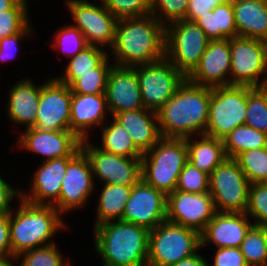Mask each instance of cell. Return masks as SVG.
I'll return each mask as SVG.
<instances>
[{
  "label": "cell",
  "mask_w": 267,
  "mask_h": 266,
  "mask_svg": "<svg viewBox=\"0 0 267 266\" xmlns=\"http://www.w3.org/2000/svg\"><path fill=\"white\" fill-rule=\"evenodd\" d=\"M262 227H263V229H264V231H265V233H266V236H267V223L264 224V225H262Z\"/></svg>",
  "instance_id": "db71d44e"
},
{
  "label": "cell",
  "mask_w": 267,
  "mask_h": 266,
  "mask_svg": "<svg viewBox=\"0 0 267 266\" xmlns=\"http://www.w3.org/2000/svg\"><path fill=\"white\" fill-rule=\"evenodd\" d=\"M213 266H248L240 248H217Z\"/></svg>",
  "instance_id": "ee69618b"
},
{
  "label": "cell",
  "mask_w": 267,
  "mask_h": 266,
  "mask_svg": "<svg viewBox=\"0 0 267 266\" xmlns=\"http://www.w3.org/2000/svg\"><path fill=\"white\" fill-rule=\"evenodd\" d=\"M72 92L56 77L40 85V100L33 127L45 131L70 130Z\"/></svg>",
  "instance_id": "2e32d148"
},
{
  "label": "cell",
  "mask_w": 267,
  "mask_h": 266,
  "mask_svg": "<svg viewBox=\"0 0 267 266\" xmlns=\"http://www.w3.org/2000/svg\"><path fill=\"white\" fill-rule=\"evenodd\" d=\"M170 266H210L207 262V260L204 259L203 256L196 253L195 255L180 260L179 262L172 264Z\"/></svg>",
  "instance_id": "681fc988"
},
{
  "label": "cell",
  "mask_w": 267,
  "mask_h": 266,
  "mask_svg": "<svg viewBox=\"0 0 267 266\" xmlns=\"http://www.w3.org/2000/svg\"><path fill=\"white\" fill-rule=\"evenodd\" d=\"M111 51L120 67L160 61L165 58V26L152 14L119 19Z\"/></svg>",
  "instance_id": "6da1fadb"
},
{
  "label": "cell",
  "mask_w": 267,
  "mask_h": 266,
  "mask_svg": "<svg viewBox=\"0 0 267 266\" xmlns=\"http://www.w3.org/2000/svg\"><path fill=\"white\" fill-rule=\"evenodd\" d=\"M107 9L119 20L151 14L152 0H111Z\"/></svg>",
  "instance_id": "7bdbcfd3"
},
{
  "label": "cell",
  "mask_w": 267,
  "mask_h": 266,
  "mask_svg": "<svg viewBox=\"0 0 267 266\" xmlns=\"http://www.w3.org/2000/svg\"><path fill=\"white\" fill-rule=\"evenodd\" d=\"M88 156L94 179L104 184L133 186L141 180V158H130L101 150L88 139L81 141ZM96 176V177H95Z\"/></svg>",
  "instance_id": "7c38bea8"
},
{
  "label": "cell",
  "mask_w": 267,
  "mask_h": 266,
  "mask_svg": "<svg viewBox=\"0 0 267 266\" xmlns=\"http://www.w3.org/2000/svg\"><path fill=\"white\" fill-rule=\"evenodd\" d=\"M167 196L142 179L132 186V191L122 215V220L151 231L166 221Z\"/></svg>",
  "instance_id": "e0dca14e"
},
{
  "label": "cell",
  "mask_w": 267,
  "mask_h": 266,
  "mask_svg": "<svg viewBox=\"0 0 267 266\" xmlns=\"http://www.w3.org/2000/svg\"><path fill=\"white\" fill-rule=\"evenodd\" d=\"M222 141L226 157L236 158L242 152L267 147V134L244 124L232 130Z\"/></svg>",
  "instance_id": "f546056e"
},
{
  "label": "cell",
  "mask_w": 267,
  "mask_h": 266,
  "mask_svg": "<svg viewBox=\"0 0 267 266\" xmlns=\"http://www.w3.org/2000/svg\"><path fill=\"white\" fill-rule=\"evenodd\" d=\"M15 214L10 213V243L12 257L22 252L53 244L56 232L64 230L65 221L52 205H35L20 198ZM50 241V242H49Z\"/></svg>",
  "instance_id": "277c9868"
},
{
  "label": "cell",
  "mask_w": 267,
  "mask_h": 266,
  "mask_svg": "<svg viewBox=\"0 0 267 266\" xmlns=\"http://www.w3.org/2000/svg\"><path fill=\"white\" fill-rule=\"evenodd\" d=\"M211 88L185 79L157 111L159 131L165 138H187L206 132ZM197 132V133H196Z\"/></svg>",
  "instance_id": "7a4b0ae2"
},
{
  "label": "cell",
  "mask_w": 267,
  "mask_h": 266,
  "mask_svg": "<svg viewBox=\"0 0 267 266\" xmlns=\"http://www.w3.org/2000/svg\"><path fill=\"white\" fill-rule=\"evenodd\" d=\"M245 125L267 134V86H247Z\"/></svg>",
  "instance_id": "d6a6232c"
},
{
  "label": "cell",
  "mask_w": 267,
  "mask_h": 266,
  "mask_svg": "<svg viewBox=\"0 0 267 266\" xmlns=\"http://www.w3.org/2000/svg\"><path fill=\"white\" fill-rule=\"evenodd\" d=\"M195 23L205 32L210 40H224L238 36L231 0L201 16Z\"/></svg>",
  "instance_id": "83f0119b"
},
{
  "label": "cell",
  "mask_w": 267,
  "mask_h": 266,
  "mask_svg": "<svg viewBox=\"0 0 267 266\" xmlns=\"http://www.w3.org/2000/svg\"><path fill=\"white\" fill-rule=\"evenodd\" d=\"M188 3L189 0H152L151 14L166 26L184 19Z\"/></svg>",
  "instance_id": "b9f144b4"
},
{
  "label": "cell",
  "mask_w": 267,
  "mask_h": 266,
  "mask_svg": "<svg viewBox=\"0 0 267 266\" xmlns=\"http://www.w3.org/2000/svg\"><path fill=\"white\" fill-rule=\"evenodd\" d=\"M107 100L105 94L72 93L70 108V131L81 141L89 140L90 128L105 122Z\"/></svg>",
  "instance_id": "603a6c76"
},
{
  "label": "cell",
  "mask_w": 267,
  "mask_h": 266,
  "mask_svg": "<svg viewBox=\"0 0 267 266\" xmlns=\"http://www.w3.org/2000/svg\"><path fill=\"white\" fill-rule=\"evenodd\" d=\"M14 197L20 199L21 190L12 188L10 184L5 182L0 176V216L10 214L11 206L10 203L13 201Z\"/></svg>",
  "instance_id": "7dc6e473"
},
{
  "label": "cell",
  "mask_w": 267,
  "mask_h": 266,
  "mask_svg": "<svg viewBox=\"0 0 267 266\" xmlns=\"http://www.w3.org/2000/svg\"><path fill=\"white\" fill-rule=\"evenodd\" d=\"M209 41L195 22L174 21L165 26V58L186 78L198 65Z\"/></svg>",
  "instance_id": "52a82bcc"
},
{
  "label": "cell",
  "mask_w": 267,
  "mask_h": 266,
  "mask_svg": "<svg viewBox=\"0 0 267 266\" xmlns=\"http://www.w3.org/2000/svg\"><path fill=\"white\" fill-rule=\"evenodd\" d=\"M68 165V157L43 161L36 169L30 193L21 192V199L35 205H54L58 199Z\"/></svg>",
  "instance_id": "7402d4cb"
},
{
  "label": "cell",
  "mask_w": 267,
  "mask_h": 266,
  "mask_svg": "<svg viewBox=\"0 0 267 266\" xmlns=\"http://www.w3.org/2000/svg\"><path fill=\"white\" fill-rule=\"evenodd\" d=\"M246 215L254 218V225L267 223V185L265 183L250 184Z\"/></svg>",
  "instance_id": "60d3db41"
},
{
  "label": "cell",
  "mask_w": 267,
  "mask_h": 266,
  "mask_svg": "<svg viewBox=\"0 0 267 266\" xmlns=\"http://www.w3.org/2000/svg\"><path fill=\"white\" fill-rule=\"evenodd\" d=\"M110 1L111 0H101V2H102L101 5L107 6Z\"/></svg>",
  "instance_id": "f5cc1de1"
},
{
  "label": "cell",
  "mask_w": 267,
  "mask_h": 266,
  "mask_svg": "<svg viewBox=\"0 0 267 266\" xmlns=\"http://www.w3.org/2000/svg\"><path fill=\"white\" fill-rule=\"evenodd\" d=\"M192 139L185 138L188 161L210 175L226 159L223 141L205 134L198 136L199 141Z\"/></svg>",
  "instance_id": "4316f807"
},
{
  "label": "cell",
  "mask_w": 267,
  "mask_h": 266,
  "mask_svg": "<svg viewBox=\"0 0 267 266\" xmlns=\"http://www.w3.org/2000/svg\"><path fill=\"white\" fill-rule=\"evenodd\" d=\"M132 191V186L104 184L97 204L94 227L110 221L122 220V215Z\"/></svg>",
  "instance_id": "f1b7e54d"
},
{
  "label": "cell",
  "mask_w": 267,
  "mask_h": 266,
  "mask_svg": "<svg viewBox=\"0 0 267 266\" xmlns=\"http://www.w3.org/2000/svg\"><path fill=\"white\" fill-rule=\"evenodd\" d=\"M188 161L185 138L162 137L141 158V179L166 196L176 190L179 174Z\"/></svg>",
  "instance_id": "5b68a950"
},
{
  "label": "cell",
  "mask_w": 267,
  "mask_h": 266,
  "mask_svg": "<svg viewBox=\"0 0 267 266\" xmlns=\"http://www.w3.org/2000/svg\"><path fill=\"white\" fill-rule=\"evenodd\" d=\"M231 50L230 39L210 40L198 65L186 77L191 83L204 87L230 85Z\"/></svg>",
  "instance_id": "ac0fdd59"
},
{
  "label": "cell",
  "mask_w": 267,
  "mask_h": 266,
  "mask_svg": "<svg viewBox=\"0 0 267 266\" xmlns=\"http://www.w3.org/2000/svg\"><path fill=\"white\" fill-rule=\"evenodd\" d=\"M249 186L237 160L226 157L209 178V193L216 212L246 213Z\"/></svg>",
  "instance_id": "30bf717a"
},
{
  "label": "cell",
  "mask_w": 267,
  "mask_h": 266,
  "mask_svg": "<svg viewBox=\"0 0 267 266\" xmlns=\"http://www.w3.org/2000/svg\"><path fill=\"white\" fill-rule=\"evenodd\" d=\"M149 232L121 220L95 226L94 245L103 266H147Z\"/></svg>",
  "instance_id": "3957f363"
},
{
  "label": "cell",
  "mask_w": 267,
  "mask_h": 266,
  "mask_svg": "<svg viewBox=\"0 0 267 266\" xmlns=\"http://www.w3.org/2000/svg\"><path fill=\"white\" fill-rule=\"evenodd\" d=\"M27 0H19L10 10L0 13V39L20 33L30 22Z\"/></svg>",
  "instance_id": "74e56055"
},
{
  "label": "cell",
  "mask_w": 267,
  "mask_h": 266,
  "mask_svg": "<svg viewBox=\"0 0 267 266\" xmlns=\"http://www.w3.org/2000/svg\"><path fill=\"white\" fill-rule=\"evenodd\" d=\"M200 248L199 232L166 220L149 232L147 266H170Z\"/></svg>",
  "instance_id": "8992f818"
},
{
  "label": "cell",
  "mask_w": 267,
  "mask_h": 266,
  "mask_svg": "<svg viewBox=\"0 0 267 266\" xmlns=\"http://www.w3.org/2000/svg\"><path fill=\"white\" fill-rule=\"evenodd\" d=\"M107 56L97 67L96 73L79 75L69 87L72 93L76 94H105L106 82L113 64L108 63Z\"/></svg>",
  "instance_id": "d590c367"
},
{
  "label": "cell",
  "mask_w": 267,
  "mask_h": 266,
  "mask_svg": "<svg viewBox=\"0 0 267 266\" xmlns=\"http://www.w3.org/2000/svg\"><path fill=\"white\" fill-rule=\"evenodd\" d=\"M230 50V85L267 86L266 41L236 36L230 39Z\"/></svg>",
  "instance_id": "9c48e42d"
},
{
  "label": "cell",
  "mask_w": 267,
  "mask_h": 266,
  "mask_svg": "<svg viewBox=\"0 0 267 266\" xmlns=\"http://www.w3.org/2000/svg\"><path fill=\"white\" fill-rule=\"evenodd\" d=\"M143 106L158 111L186 79L166 58L136 66Z\"/></svg>",
  "instance_id": "8fae6325"
},
{
  "label": "cell",
  "mask_w": 267,
  "mask_h": 266,
  "mask_svg": "<svg viewBox=\"0 0 267 266\" xmlns=\"http://www.w3.org/2000/svg\"><path fill=\"white\" fill-rule=\"evenodd\" d=\"M238 36L267 42V7L265 0H232Z\"/></svg>",
  "instance_id": "484cf974"
},
{
  "label": "cell",
  "mask_w": 267,
  "mask_h": 266,
  "mask_svg": "<svg viewBox=\"0 0 267 266\" xmlns=\"http://www.w3.org/2000/svg\"><path fill=\"white\" fill-rule=\"evenodd\" d=\"M54 38L53 47L71 58L89 46L82 32L72 24L58 30Z\"/></svg>",
  "instance_id": "ab89813d"
},
{
  "label": "cell",
  "mask_w": 267,
  "mask_h": 266,
  "mask_svg": "<svg viewBox=\"0 0 267 266\" xmlns=\"http://www.w3.org/2000/svg\"><path fill=\"white\" fill-rule=\"evenodd\" d=\"M98 46H87L84 50L70 58L65 74L60 75L56 79L62 84L70 86L79 75L87 73H96V67L109 55Z\"/></svg>",
  "instance_id": "4dcf8cb0"
},
{
  "label": "cell",
  "mask_w": 267,
  "mask_h": 266,
  "mask_svg": "<svg viewBox=\"0 0 267 266\" xmlns=\"http://www.w3.org/2000/svg\"><path fill=\"white\" fill-rule=\"evenodd\" d=\"M13 260L15 262L17 261L16 258L12 256L0 257V266H17L15 264H12L14 262Z\"/></svg>",
  "instance_id": "816d5d0a"
},
{
  "label": "cell",
  "mask_w": 267,
  "mask_h": 266,
  "mask_svg": "<svg viewBox=\"0 0 267 266\" xmlns=\"http://www.w3.org/2000/svg\"><path fill=\"white\" fill-rule=\"evenodd\" d=\"M93 178L90 160L82 149L68 157L59 199L53 205L60 214L81 208L88 201L95 187Z\"/></svg>",
  "instance_id": "5bb4252c"
},
{
  "label": "cell",
  "mask_w": 267,
  "mask_h": 266,
  "mask_svg": "<svg viewBox=\"0 0 267 266\" xmlns=\"http://www.w3.org/2000/svg\"><path fill=\"white\" fill-rule=\"evenodd\" d=\"M235 159L250 184L267 179V147L242 152Z\"/></svg>",
  "instance_id": "e575fe53"
},
{
  "label": "cell",
  "mask_w": 267,
  "mask_h": 266,
  "mask_svg": "<svg viewBox=\"0 0 267 266\" xmlns=\"http://www.w3.org/2000/svg\"><path fill=\"white\" fill-rule=\"evenodd\" d=\"M19 0H0V13L10 10Z\"/></svg>",
  "instance_id": "f907efd6"
},
{
  "label": "cell",
  "mask_w": 267,
  "mask_h": 266,
  "mask_svg": "<svg viewBox=\"0 0 267 266\" xmlns=\"http://www.w3.org/2000/svg\"><path fill=\"white\" fill-rule=\"evenodd\" d=\"M112 117L128 131L133 143L142 153L150 150L162 138L156 111L141 108L119 112Z\"/></svg>",
  "instance_id": "cb8c5ba5"
},
{
  "label": "cell",
  "mask_w": 267,
  "mask_h": 266,
  "mask_svg": "<svg viewBox=\"0 0 267 266\" xmlns=\"http://www.w3.org/2000/svg\"><path fill=\"white\" fill-rule=\"evenodd\" d=\"M228 0H189L184 20L195 22L198 18L213 11Z\"/></svg>",
  "instance_id": "f6af8a7d"
},
{
  "label": "cell",
  "mask_w": 267,
  "mask_h": 266,
  "mask_svg": "<svg viewBox=\"0 0 267 266\" xmlns=\"http://www.w3.org/2000/svg\"><path fill=\"white\" fill-rule=\"evenodd\" d=\"M18 137L17 145L46 157L44 161L72 157L81 149V140L70 130L45 131L30 127Z\"/></svg>",
  "instance_id": "d6986e66"
},
{
  "label": "cell",
  "mask_w": 267,
  "mask_h": 266,
  "mask_svg": "<svg viewBox=\"0 0 267 266\" xmlns=\"http://www.w3.org/2000/svg\"><path fill=\"white\" fill-rule=\"evenodd\" d=\"M216 213L209 192L190 193L175 190L167 196L168 222L196 230L200 234Z\"/></svg>",
  "instance_id": "9a60e30c"
},
{
  "label": "cell",
  "mask_w": 267,
  "mask_h": 266,
  "mask_svg": "<svg viewBox=\"0 0 267 266\" xmlns=\"http://www.w3.org/2000/svg\"><path fill=\"white\" fill-rule=\"evenodd\" d=\"M74 19L73 26L84 35L88 45H104L111 48L115 41L117 18L105 5H96L85 0L65 1Z\"/></svg>",
  "instance_id": "4fadbf2b"
},
{
  "label": "cell",
  "mask_w": 267,
  "mask_h": 266,
  "mask_svg": "<svg viewBox=\"0 0 267 266\" xmlns=\"http://www.w3.org/2000/svg\"><path fill=\"white\" fill-rule=\"evenodd\" d=\"M101 150L130 158H142L143 153L135 146L128 131L114 119L102 127Z\"/></svg>",
  "instance_id": "1f68e13d"
},
{
  "label": "cell",
  "mask_w": 267,
  "mask_h": 266,
  "mask_svg": "<svg viewBox=\"0 0 267 266\" xmlns=\"http://www.w3.org/2000/svg\"><path fill=\"white\" fill-rule=\"evenodd\" d=\"M21 256L19 266H70L69 260L62 258L55 243L22 252L15 257L16 260Z\"/></svg>",
  "instance_id": "8d00e7d4"
},
{
  "label": "cell",
  "mask_w": 267,
  "mask_h": 266,
  "mask_svg": "<svg viewBox=\"0 0 267 266\" xmlns=\"http://www.w3.org/2000/svg\"><path fill=\"white\" fill-rule=\"evenodd\" d=\"M105 95L111 116L144 108L136 66L113 65L108 73Z\"/></svg>",
  "instance_id": "ffe728a7"
},
{
  "label": "cell",
  "mask_w": 267,
  "mask_h": 266,
  "mask_svg": "<svg viewBox=\"0 0 267 266\" xmlns=\"http://www.w3.org/2000/svg\"><path fill=\"white\" fill-rule=\"evenodd\" d=\"M247 86L228 85L211 88L205 135L223 139L245 124Z\"/></svg>",
  "instance_id": "ba28073f"
},
{
  "label": "cell",
  "mask_w": 267,
  "mask_h": 266,
  "mask_svg": "<svg viewBox=\"0 0 267 266\" xmlns=\"http://www.w3.org/2000/svg\"><path fill=\"white\" fill-rule=\"evenodd\" d=\"M209 178V174L187 161L179 174L176 190L190 193L209 192Z\"/></svg>",
  "instance_id": "f35d334b"
},
{
  "label": "cell",
  "mask_w": 267,
  "mask_h": 266,
  "mask_svg": "<svg viewBox=\"0 0 267 266\" xmlns=\"http://www.w3.org/2000/svg\"><path fill=\"white\" fill-rule=\"evenodd\" d=\"M30 23L20 32L0 39V63L15 56L19 41L26 35H31ZM14 50V51H13Z\"/></svg>",
  "instance_id": "bcb514c9"
},
{
  "label": "cell",
  "mask_w": 267,
  "mask_h": 266,
  "mask_svg": "<svg viewBox=\"0 0 267 266\" xmlns=\"http://www.w3.org/2000/svg\"><path fill=\"white\" fill-rule=\"evenodd\" d=\"M8 94L7 114L10 121L26 125V128L33 127L39 106L40 85L26 78L11 87Z\"/></svg>",
  "instance_id": "d4e9b609"
},
{
  "label": "cell",
  "mask_w": 267,
  "mask_h": 266,
  "mask_svg": "<svg viewBox=\"0 0 267 266\" xmlns=\"http://www.w3.org/2000/svg\"><path fill=\"white\" fill-rule=\"evenodd\" d=\"M248 266H267V236L262 226L253 225L240 245Z\"/></svg>",
  "instance_id": "836d02e7"
},
{
  "label": "cell",
  "mask_w": 267,
  "mask_h": 266,
  "mask_svg": "<svg viewBox=\"0 0 267 266\" xmlns=\"http://www.w3.org/2000/svg\"><path fill=\"white\" fill-rule=\"evenodd\" d=\"M249 221L246 213L216 212L201 233V248L211 242L217 248H240L247 232L254 225Z\"/></svg>",
  "instance_id": "44dd1931"
},
{
  "label": "cell",
  "mask_w": 267,
  "mask_h": 266,
  "mask_svg": "<svg viewBox=\"0 0 267 266\" xmlns=\"http://www.w3.org/2000/svg\"><path fill=\"white\" fill-rule=\"evenodd\" d=\"M12 256L10 243V214L0 216V257Z\"/></svg>",
  "instance_id": "c3c4849f"
}]
</instances>
